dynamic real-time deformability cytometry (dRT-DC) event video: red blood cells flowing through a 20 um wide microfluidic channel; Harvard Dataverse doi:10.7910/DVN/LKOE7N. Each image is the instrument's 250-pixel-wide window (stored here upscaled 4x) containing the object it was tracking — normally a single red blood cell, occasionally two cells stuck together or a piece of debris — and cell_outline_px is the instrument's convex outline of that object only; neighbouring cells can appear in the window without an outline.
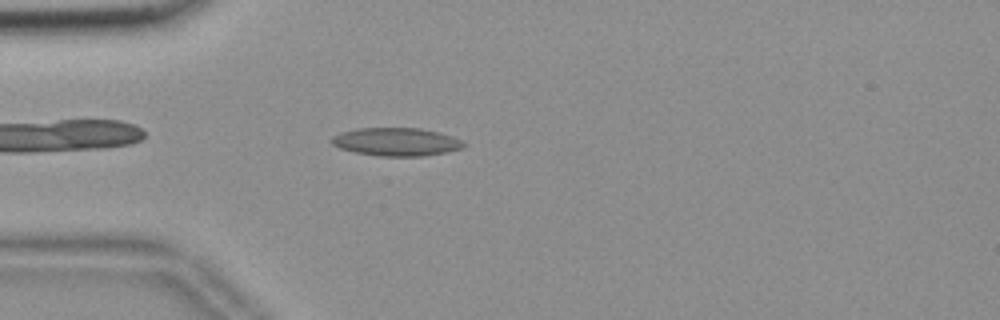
{"species": "common noctule bat (a hibernating species)", "species_latin": "Nyctalus noctula", "temperature_condition": "room temperature", "stored_images_in_passage": 44, "camera_frame_rate_fps": 3000, "um_per_image_px": 0.085, "animal": {"sex": "female", "body_mass_g": 18.4}, "frame": {"image": 1, "passage_image": 4, "time_ms": 1.0, "image_size_px": [1000, 320], "cell_outline_px": [[468, 144], [464, 148], [424, 156], [380, 156], [356, 152], [340, 148], [332, 144], [332, 136], [340, 132], [356, 128], [420, 128], [452, 136]], "centroid_in_image_um": [33.69, 12.05], "position_along_channel_um": 51.3, "area_um2": 21.56}}
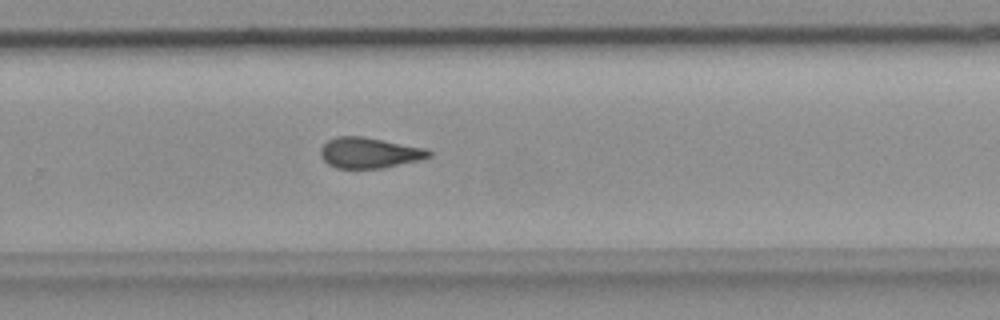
{"frame": {"image": 2, "passage_image": 25, "time_ms": 8.0, "image_size_px": [1000, 320], "cell_outline_px": [[432, 156], [420, 160], [384, 168], [336, 168], [328, 164], [320, 156], [320, 148], [328, 140], [336, 136], [364, 136], [428, 148], [432, 152]], "centroid_in_image_um": [31.42, 12.98], "position_along_channel_um": 298.4, "area_um2": 19.65}}
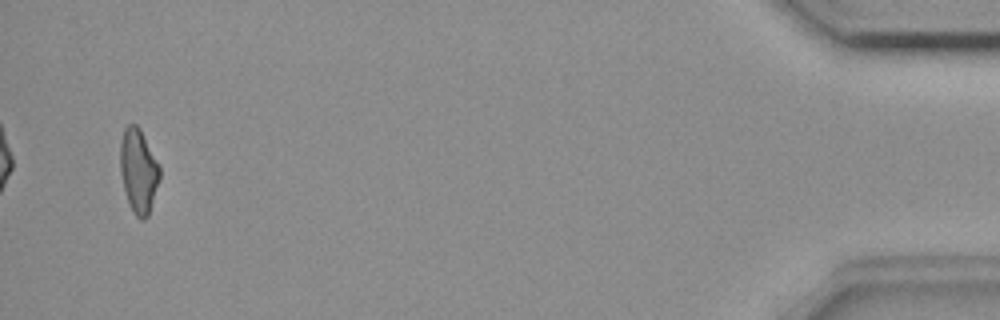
{"frame": {"image": 3, "passage_image": 42, "time_ms": 13.667, "image_size_px": [1000, 320], "cell_outline_px": [[160, 180], [148, 216], [144, 220], [140, 220], [132, 212], [128, 204], [120, 172], [120, 140], [124, 128], [128, 124], [136, 124], [140, 128], [160, 164]], "centroid_in_image_um": [11.78, 14.52], "position_along_channel_um": 423.4, "area_um2": 19.77}, "authors_computed_cell_mechanics": {"area_um2": 19.6231, "velocity_mm_per_s": 3.6766, "shape_relaxation_time_tau1_ms": null, "shape_relaxation_time_tau2_ms": 3.1925, "deformation_change_tau1": null, "deformation_change_tau2": 0.1153}}